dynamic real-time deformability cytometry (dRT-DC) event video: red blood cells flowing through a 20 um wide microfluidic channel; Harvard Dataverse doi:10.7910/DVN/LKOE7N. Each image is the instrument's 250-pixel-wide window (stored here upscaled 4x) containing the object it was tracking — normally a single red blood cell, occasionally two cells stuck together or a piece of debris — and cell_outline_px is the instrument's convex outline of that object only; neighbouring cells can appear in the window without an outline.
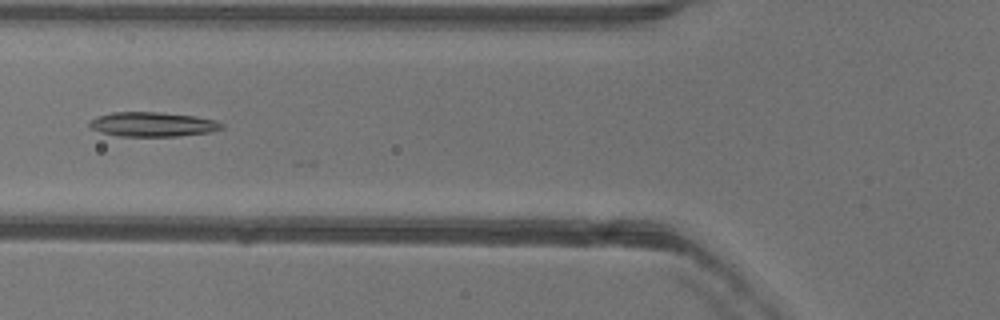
{"species": "common noctule bat (a hibernating species)", "species_latin": "Nyctalus noctula", "temperature_condition": "warm", "stored_images_in_passage": 46, "camera_frame_rate_fps": 3000, "um_per_image_px": 0.085, "animal": {"sex": "female"}, "frame": {"image": 1, "passage_image": 14, "time_ms": 4.333, "image_size_px": [1000, 320], "cell_outline_px": [[224, 128], [208, 132], [176, 136], [120, 136], [100, 132], [92, 128], [88, 124], [88, 120], [96, 116], [112, 112], [160, 112], [196, 116], [216, 120], [224, 124]], "centroid_in_image_um": [12.95, 10.56], "position_along_channel_um": 112.8, "area_um2": 18.96}}
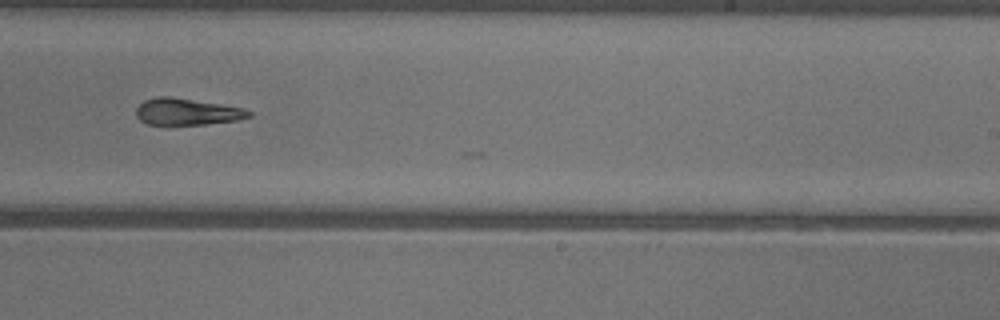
{"frame": {"image": 2, "passage_image": 26, "time_ms": 8.333, "image_size_px": [1000, 320], "cell_outline_px": [[252, 116], [236, 120], [204, 124], [148, 124], [140, 120], [136, 116], [136, 108], [144, 100], [160, 96], [172, 96], [244, 108], [252, 112]], "centroid_in_image_um": [15.89, 9.48], "position_along_channel_um": 273.1, "area_um2": 17.4}}
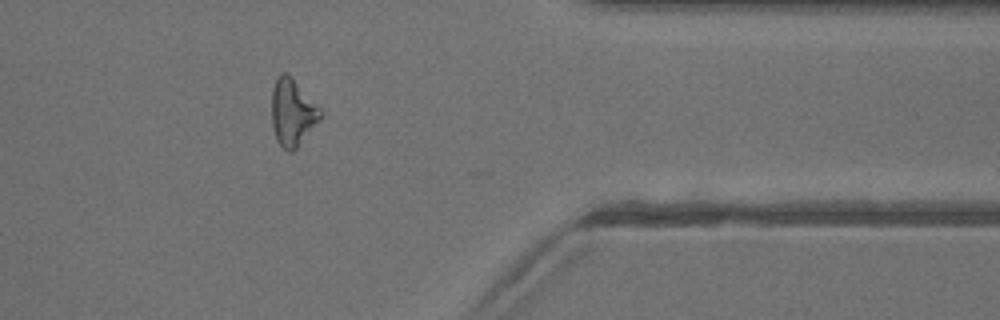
{"frame": {"image": 3, "passage_image": 36, "time_ms": 11.667, "image_size_px": [1000, 320], "cell_outline_px": [[324, 116], [296, 148], [292, 152], [288, 152], [276, 140], [272, 128], [272, 88], [276, 76], [280, 72], [288, 72], [324, 112]], "centroid_in_image_um": [24.86, 9.53], "position_along_channel_um": 386.5, "area_um2": 19.36}, "authors_computed_cell_mechanics": {"area_um2": 19.1318, "velocity_mm_per_s": 4.0114, "shape_relaxation_time_tau1_ms": 7.1187, "shape_relaxation_time_tau2_ms": 8.3984, "deformation_change_tau1": 0.2395, "deformation_change_tau2": 0.2276}}